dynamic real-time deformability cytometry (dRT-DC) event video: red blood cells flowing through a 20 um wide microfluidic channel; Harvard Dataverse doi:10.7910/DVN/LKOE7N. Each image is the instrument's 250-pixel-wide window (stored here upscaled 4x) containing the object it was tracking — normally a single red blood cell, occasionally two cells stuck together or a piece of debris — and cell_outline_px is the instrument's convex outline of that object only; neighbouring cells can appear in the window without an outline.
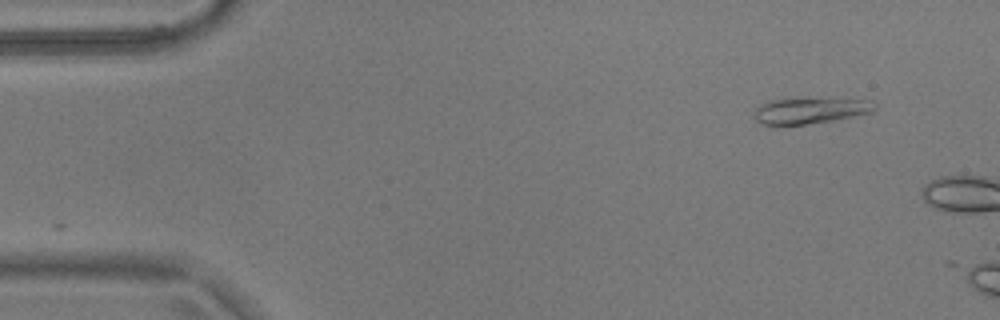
{"species": "common noctule bat (a hibernating species)", "species_latin": "Nyctalus noctula", "temperature_condition": "warm", "stored_images_in_passage": 4, "camera_frame_rate_fps": 3000, "um_per_image_px": 0.085, "animal": {"sex": "male", "body_mass_g": 17.9}, "frame": {"image": 1, "passage_image": 1, "time_ms": 0.0, "image_size_px": [1000, 320], "cell_outline_px": [[876, 108], [872, 112], [832, 120], [808, 124], [764, 124], [756, 120], [752, 116], [756, 108], [760, 104], [772, 100], [872, 100], [876, 104]], "centroid_in_image_um": [68.84, 9.42], "position_along_channel_um": 16.2, "area_um2": 17.4}}